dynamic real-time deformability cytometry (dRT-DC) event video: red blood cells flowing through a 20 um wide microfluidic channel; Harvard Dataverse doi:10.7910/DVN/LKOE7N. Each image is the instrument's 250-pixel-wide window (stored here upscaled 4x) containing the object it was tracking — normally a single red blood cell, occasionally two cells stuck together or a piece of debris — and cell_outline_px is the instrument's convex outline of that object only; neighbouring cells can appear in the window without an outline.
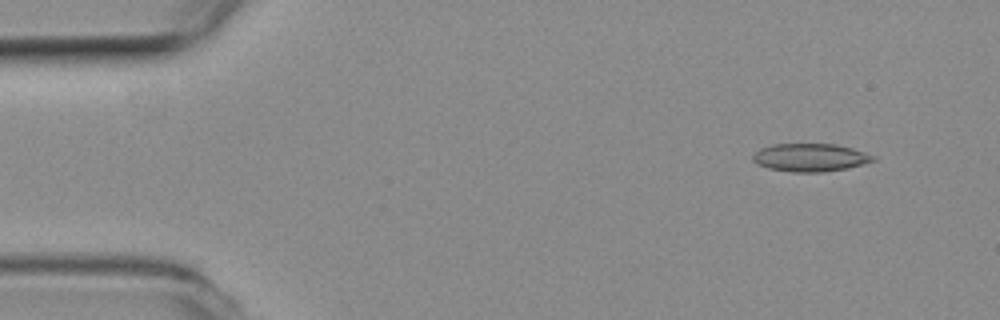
{"species": "common noctule bat (a hibernating species)", "species_latin": "Nyctalus noctula", "temperature_condition": "room temperature", "stored_images_in_passage": 51, "camera_frame_rate_fps": 3000, "um_per_image_px": 0.085, "animal": {"sex": "female", "body_mass_g": 19.3, "forearm_length_mm": 54.1}, "frame": {"image": 1, "passage_image": 5, "time_ms": 1.333, "image_size_px": [1000, 320], "cell_outline_px": [[876, 160], [864, 164], [848, 168], [824, 172], [792, 172], [768, 168], [756, 164], [752, 160], [752, 156], [760, 148], [772, 144], [836, 144], [852, 148], [876, 156]], "centroid_in_image_um": [68.87, 13.39], "position_along_channel_um": 16.1, "area_um2": 19.77}}
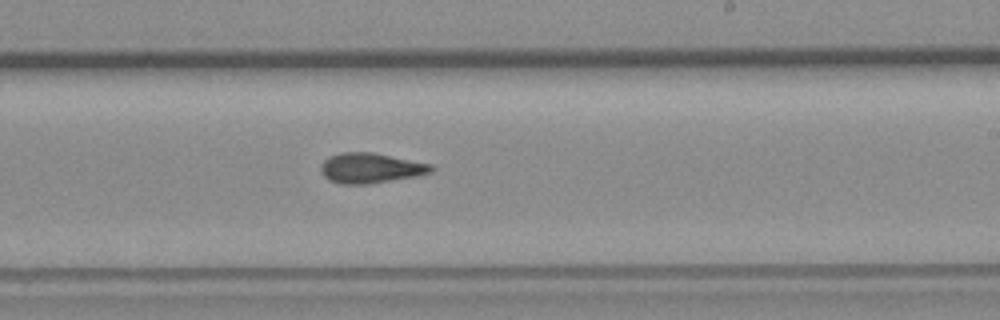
{"frame": {"image": 2, "passage_image": 32, "time_ms": 10.333, "image_size_px": [1000, 320], "cell_outline_px": [[436, 168], [432, 172], [416, 176], [368, 184], [340, 184], [328, 180], [320, 172], [320, 164], [328, 156], [340, 152], [372, 152], [432, 164]], "centroid_in_image_um": [31.47, 14.28], "position_along_channel_um": 257.5, "area_um2": 19.59}}
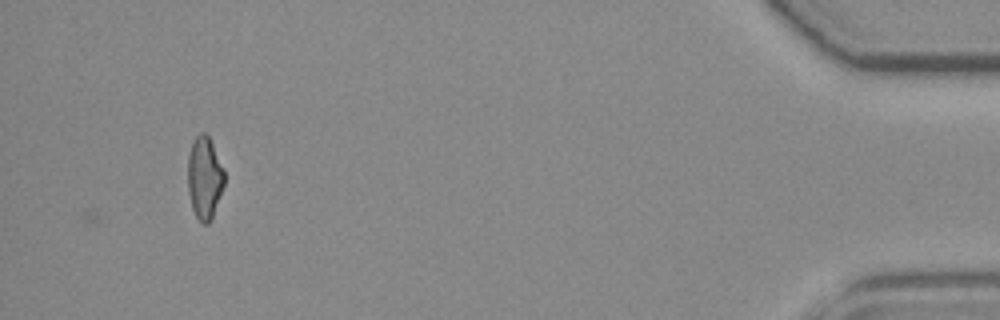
{"frame": {"image": 3, "passage_image": 51, "time_ms": 16.667, "image_size_px": [1000, 320], "cell_outline_px": [[224, 184], [212, 220], [208, 224], [204, 224], [196, 216], [192, 208], [188, 192], [188, 156], [192, 144], [196, 136], [200, 132], [204, 132], [208, 136], [212, 144], [224, 172]], "centroid_in_image_um": [17.37, 15.15], "position_along_channel_um": 417.8, "area_um2": 17.34}, "authors_computed_cell_mechanics": {"area_um2": 19.1896, "velocity_mm_per_s": 3.7781, "shape_relaxation_time_tau1_ms": null, "shape_relaxation_time_tau2_ms": 4.2075, "deformation_change_tau1": null, "deformation_change_tau2": 0.1183}}